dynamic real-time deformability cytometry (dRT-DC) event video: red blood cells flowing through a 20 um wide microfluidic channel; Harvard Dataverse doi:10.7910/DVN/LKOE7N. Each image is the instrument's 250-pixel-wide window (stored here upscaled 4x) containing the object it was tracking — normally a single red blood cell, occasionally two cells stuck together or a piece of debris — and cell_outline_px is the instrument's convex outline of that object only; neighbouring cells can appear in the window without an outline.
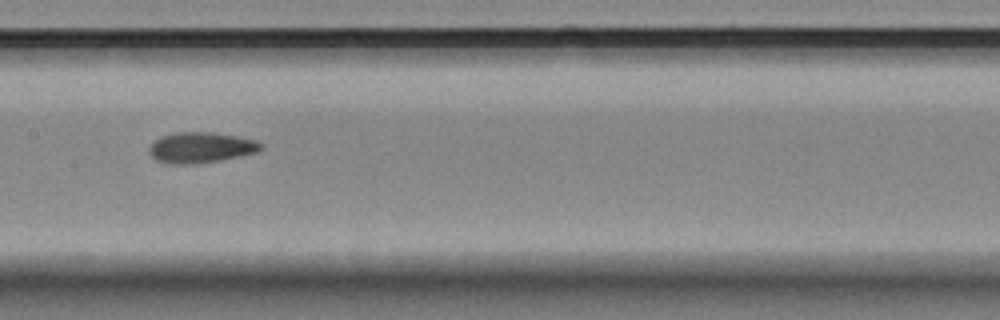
{"species": "Egyptian fruit bat (a non-hibernating species)", "species_latin": "Rousettus aegyptiacus", "temperature_condition": "room temperature", "stored_images_in_passage": 15, "camera_frame_rate_fps": 3000, "um_per_image_px": 0.085, "animal": {"sex": "female"}, "frame": {"image": 1, "passage_image": 7, "time_ms": 8.333, "image_size_px": [1000, 320], "cell_outline_px": [[264, 144], [256, 152], [240, 156], [220, 160], [196, 164], [168, 164], [156, 160], [148, 152], [148, 148], [160, 136], [176, 132], [212, 132], [236, 136], [256, 140]], "centroid_in_image_um": [17.05, 12.54], "position_along_channel_um": 190.4, "area_um2": 20.0}}